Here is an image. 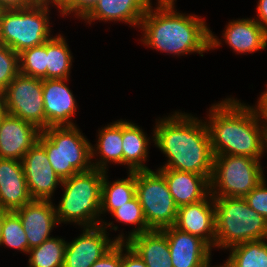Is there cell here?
Instances as JSON below:
<instances>
[{
  "instance_id": "19",
  "label": "cell",
  "mask_w": 267,
  "mask_h": 267,
  "mask_svg": "<svg viewBox=\"0 0 267 267\" xmlns=\"http://www.w3.org/2000/svg\"><path fill=\"white\" fill-rule=\"evenodd\" d=\"M157 170L164 176L178 207L199 202L210 194V180L206 176L167 168Z\"/></svg>"
},
{
  "instance_id": "23",
  "label": "cell",
  "mask_w": 267,
  "mask_h": 267,
  "mask_svg": "<svg viewBox=\"0 0 267 267\" xmlns=\"http://www.w3.org/2000/svg\"><path fill=\"white\" fill-rule=\"evenodd\" d=\"M97 136L96 147L91 145V158H101L92 162L93 168L107 172L110 162L123 165L122 119L101 128Z\"/></svg>"
},
{
  "instance_id": "16",
  "label": "cell",
  "mask_w": 267,
  "mask_h": 267,
  "mask_svg": "<svg viewBox=\"0 0 267 267\" xmlns=\"http://www.w3.org/2000/svg\"><path fill=\"white\" fill-rule=\"evenodd\" d=\"M15 212L26 233L29 249L52 238V229L59 224L52 200H32Z\"/></svg>"
},
{
  "instance_id": "13",
  "label": "cell",
  "mask_w": 267,
  "mask_h": 267,
  "mask_svg": "<svg viewBox=\"0 0 267 267\" xmlns=\"http://www.w3.org/2000/svg\"><path fill=\"white\" fill-rule=\"evenodd\" d=\"M174 227L204 240L215 247L216 226L214 198L209 194L205 199L178 207Z\"/></svg>"
},
{
  "instance_id": "42",
  "label": "cell",
  "mask_w": 267,
  "mask_h": 267,
  "mask_svg": "<svg viewBox=\"0 0 267 267\" xmlns=\"http://www.w3.org/2000/svg\"><path fill=\"white\" fill-rule=\"evenodd\" d=\"M6 212L7 210L0 208V240H1V232H2V223H3L4 215Z\"/></svg>"
},
{
  "instance_id": "20",
  "label": "cell",
  "mask_w": 267,
  "mask_h": 267,
  "mask_svg": "<svg viewBox=\"0 0 267 267\" xmlns=\"http://www.w3.org/2000/svg\"><path fill=\"white\" fill-rule=\"evenodd\" d=\"M151 4V0H99L83 20L90 25L99 20L120 21L139 27Z\"/></svg>"
},
{
  "instance_id": "35",
  "label": "cell",
  "mask_w": 267,
  "mask_h": 267,
  "mask_svg": "<svg viewBox=\"0 0 267 267\" xmlns=\"http://www.w3.org/2000/svg\"><path fill=\"white\" fill-rule=\"evenodd\" d=\"M122 265V242H117L109 251L90 267H121Z\"/></svg>"
},
{
  "instance_id": "28",
  "label": "cell",
  "mask_w": 267,
  "mask_h": 267,
  "mask_svg": "<svg viewBox=\"0 0 267 267\" xmlns=\"http://www.w3.org/2000/svg\"><path fill=\"white\" fill-rule=\"evenodd\" d=\"M66 241L53 237L28 251V267H63Z\"/></svg>"
},
{
  "instance_id": "38",
  "label": "cell",
  "mask_w": 267,
  "mask_h": 267,
  "mask_svg": "<svg viewBox=\"0 0 267 267\" xmlns=\"http://www.w3.org/2000/svg\"><path fill=\"white\" fill-rule=\"evenodd\" d=\"M33 4L32 0H0V9L25 8Z\"/></svg>"
},
{
  "instance_id": "26",
  "label": "cell",
  "mask_w": 267,
  "mask_h": 267,
  "mask_svg": "<svg viewBox=\"0 0 267 267\" xmlns=\"http://www.w3.org/2000/svg\"><path fill=\"white\" fill-rule=\"evenodd\" d=\"M73 56L61 34L47 40L46 79H69Z\"/></svg>"
},
{
  "instance_id": "2",
  "label": "cell",
  "mask_w": 267,
  "mask_h": 267,
  "mask_svg": "<svg viewBox=\"0 0 267 267\" xmlns=\"http://www.w3.org/2000/svg\"><path fill=\"white\" fill-rule=\"evenodd\" d=\"M156 4V8L149 6L139 26L140 40L146 46L161 53L182 56L196 52L203 57V52L222 44L201 17L176 12L175 3Z\"/></svg>"
},
{
  "instance_id": "40",
  "label": "cell",
  "mask_w": 267,
  "mask_h": 267,
  "mask_svg": "<svg viewBox=\"0 0 267 267\" xmlns=\"http://www.w3.org/2000/svg\"><path fill=\"white\" fill-rule=\"evenodd\" d=\"M8 114V110L5 106L4 98L0 93V125Z\"/></svg>"
},
{
  "instance_id": "1",
  "label": "cell",
  "mask_w": 267,
  "mask_h": 267,
  "mask_svg": "<svg viewBox=\"0 0 267 267\" xmlns=\"http://www.w3.org/2000/svg\"><path fill=\"white\" fill-rule=\"evenodd\" d=\"M204 120L185 112L158 119L152 139L168 158L160 168L192 172L211 180L214 154Z\"/></svg>"
},
{
  "instance_id": "33",
  "label": "cell",
  "mask_w": 267,
  "mask_h": 267,
  "mask_svg": "<svg viewBox=\"0 0 267 267\" xmlns=\"http://www.w3.org/2000/svg\"><path fill=\"white\" fill-rule=\"evenodd\" d=\"M267 181L264 179L244 199L247 204L267 220Z\"/></svg>"
},
{
  "instance_id": "11",
  "label": "cell",
  "mask_w": 267,
  "mask_h": 267,
  "mask_svg": "<svg viewBox=\"0 0 267 267\" xmlns=\"http://www.w3.org/2000/svg\"><path fill=\"white\" fill-rule=\"evenodd\" d=\"M118 230L113 222H103L94 227H83V233L66 243L63 267H90L117 242L110 239L107 229Z\"/></svg>"
},
{
  "instance_id": "45",
  "label": "cell",
  "mask_w": 267,
  "mask_h": 267,
  "mask_svg": "<svg viewBox=\"0 0 267 267\" xmlns=\"http://www.w3.org/2000/svg\"><path fill=\"white\" fill-rule=\"evenodd\" d=\"M205 267H211V266H210V263H209L207 266H205ZM212 267H228V266H227V264L224 262V264H222V265H219V266H212Z\"/></svg>"
},
{
  "instance_id": "32",
  "label": "cell",
  "mask_w": 267,
  "mask_h": 267,
  "mask_svg": "<svg viewBox=\"0 0 267 267\" xmlns=\"http://www.w3.org/2000/svg\"><path fill=\"white\" fill-rule=\"evenodd\" d=\"M19 74V54L0 43V93Z\"/></svg>"
},
{
  "instance_id": "29",
  "label": "cell",
  "mask_w": 267,
  "mask_h": 267,
  "mask_svg": "<svg viewBox=\"0 0 267 267\" xmlns=\"http://www.w3.org/2000/svg\"><path fill=\"white\" fill-rule=\"evenodd\" d=\"M111 214V216L116 218L117 222L132 224L134 227L136 225L134 230L132 229L131 232H128L127 236L124 235V233H121L118 237H115L116 242L126 243L129 239L136 235L151 231V229L147 226L144 212L137 196L114 210Z\"/></svg>"
},
{
  "instance_id": "17",
  "label": "cell",
  "mask_w": 267,
  "mask_h": 267,
  "mask_svg": "<svg viewBox=\"0 0 267 267\" xmlns=\"http://www.w3.org/2000/svg\"><path fill=\"white\" fill-rule=\"evenodd\" d=\"M40 133L34 124L7 114L0 125V158L21 161L37 142Z\"/></svg>"
},
{
  "instance_id": "44",
  "label": "cell",
  "mask_w": 267,
  "mask_h": 267,
  "mask_svg": "<svg viewBox=\"0 0 267 267\" xmlns=\"http://www.w3.org/2000/svg\"><path fill=\"white\" fill-rule=\"evenodd\" d=\"M157 1H158L157 3H175L176 2V0H157Z\"/></svg>"
},
{
  "instance_id": "34",
  "label": "cell",
  "mask_w": 267,
  "mask_h": 267,
  "mask_svg": "<svg viewBox=\"0 0 267 267\" xmlns=\"http://www.w3.org/2000/svg\"><path fill=\"white\" fill-rule=\"evenodd\" d=\"M99 0H69L59 11L62 16L75 14L78 19H83ZM68 14V15H67Z\"/></svg>"
},
{
  "instance_id": "10",
  "label": "cell",
  "mask_w": 267,
  "mask_h": 267,
  "mask_svg": "<svg viewBox=\"0 0 267 267\" xmlns=\"http://www.w3.org/2000/svg\"><path fill=\"white\" fill-rule=\"evenodd\" d=\"M8 114L45 129L43 80L18 74L1 93Z\"/></svg>"
},
{
  "instance_id": "24",
  "label": "cell",
  "mask_w": 267,
  "mask_h": 267,
  "mask_svg": "<svg viewBox=\"0 0 267 267\" xmlns=\"http://www.w3.org/2000/svg\"><path fill=\"white\" fill-rule=\"evenodd\" d=\"M123 165L129 172L150 170L147 161L150 137L137 124L122 120Z\"/></svg>"
},
{
  "instance_id": "8",
  "label": "cell",
  "mask_w": 267,
  "mask_h": 267,
  "mask_svg": "<svg viewBox=\"0 0 267 267\" xmlns=\"http://www.w3.org/2000/svg\"><path fill=\"white\" fill-rule=\"evenodd\" d=\"M260 163L247 156H214L210 194L213 197L244 198L266 179Z\"/></svg>"
},
{
  "instance_id": "18",
  "label": "cell",
  "mask_w": 267,
  "mask_h": 267,
  "mask_svg": "<svg viewBox=\"0 0 267 267\" xmlns=\"http://www.w3.org/2000/svg\"><path fill=\"white\" fill-rule=\"evenodd\" d=\"M32 200L21 161L0 158V208L15 211Z\"/></svg>"
},
{
  "instance_id": "6",
  "label": "cell",
  "mask_w": 267,
  "mask_h": 267,
  "mask_svg": "<svg viewBox=\"0 0 267 267\" xmlns=\"http://www.w3.org/2000/svg\"><path fill=\"white\" fill-rule=\"evenodd\" d=\"M37 142L61 180L93 169L91 143L74 126H52L41 131Z\"/></svg>"
},
{
  "instance_id": "39",
  "label": "cell",
  "mask_w": 267,
  "mask_h": 267,
  "mask_svg": "<svg viewBox=\"0 0 267 267\" xmlns=\"http://www.w3.org/2000/svg\"><path fill=\"white\" fill-rule=\"evenodd\" d=\"M256 107L259 110V113L261 115L263 122H265L263 123V125L265 127V131L267 132V91L266 90L259 96Z\"/></svg>"
},
{
  "instance_id": "36",
  "label": "cell",
  "mask_w": 267,
  "mask_h": 267,
  "mask_svg": "<svg viewBox=\"0 0 267 267\" xmlns=\"http://www.w3.org/2000/svg\"><path fill=\"white\" fill-rule=\"evenodd\" d=\"M124 251V253H123ZM121 267H147L139 255L125 242H122Z\"/></svg>"
},
{
  "instance_id": "27",
  "label": "cell",
  "mask_w": 267,
  "mask_h": 267,
  "mask_svg": "<svg viewBox=\"0 0 267 267\" xmlns=\"http://www.w3.org/2000/svg\"><path fill=\"white\" fill-rule=\"evenodd\" d=\"M267 238L236 244L225 263L228 267H267Z\"/></svg>"
},
{
  "instance_id": "46",
  "label": "cell",
  "mask_w": 267,
  "mask_h": 267,
  "mask_svg": "<svg viewBox=\"0 0 267 267\" xmlns=\"http://www.w3.org/2000/svg\"><path fill=\"white\" fill-rule=\"evenodd\" d=\"M265 152H267V132H266V135H265Z\"/></svg>"
},
{
  "instance_id": "7",
  "label": "cell",
  "mask_w": 267,
  "mask_h": 267,
  "mask_svg": "<svg viewBox=\"0 0 267 267\" xmlns=\"http://www.w3.org/2000/svg\"><path fill=\"white\" fill-rule=\"evenodd\" d=\"M49 4L25 8L0 9V43L20 54L44 44L52 35L49 27Z\"/></svg>"
},
{
  "instance_id": "4",
  "label": "cell",
  "mask_w": 267,
  "mask_h": 267,
  "mask_svg": "<svg viewBox=\"0 0 267 267\" xmlns=\"http://www.w3.org/2000/svg\"><path fill=\"white\" fill-rule=\"evenodd\" d=\"M104 173L93 168L62 180L64 192L59 204L55 205L59 224L75 223L81 227H94L104 222L100 217Z\"/></svg>"
},
{
  "instance_id": "12",
  "label": "cell",
  "mask_w": 267,
  "mask_h": 267,
  "mask_svg": "<svg viewBox=\"0 0 267 267\" xmlns=\"http://www.w3.org/2000/svg\"><path fill=\"white\" fill-rule=\"evenodd\" d=\"M29 193L33 200H52L62 180L51 166L45 149L36 142L21 160Z\"/></svg>"
},
{
  "instance_id": "3",
  "label": "cell",
  "mask_w": 267,
  "mask_h": 267,
  "mask_svg": "<svg viewBox=\"0 0 267 267\" xmlns=\"http://www.w3.org/2000/svg\"><path fill=\"white\" fill-rule=\"evenodd\" d=\"M208 114L205 123L214 156L238 155L261 160L266 131L256 104L253 107L233 97L225 98L212 104Z\"/></svg>"
},
{
  "instance_id": "37",
  "label": "cell",
  "mask_w": 267,
  "mask_h": 267,
  "mask_svg": "<svg viewBox=\"0 0 267 267\" xmlns=\"http://www.w3.org/2000/svg\"><path fill=\"white\" fill-rule=\"evenodd\" d=\"M256 21L267 32V0H259L257 3Z\"/></svg>"
},
{
  "instance_id": "15",
  "label": "cell",
  "mask_w": 267,
  "mask_h": 267,
  "mask_svg": "<svg viewBox=\"0 0 267 267\" xmlns=\"http://www.w3.org/2000/svg\"><path fill=\"white\" fill-rule=\"evenodd\" d=\"M65 81L69 79H43L45 129L76 124L70 118L77 110V102Z\"/></svg>"
},
{
  "instance_id": "14",
  "label": "cell",
  "mask_w": 267,
  "mask_h": 267,
  "mask_svg": "<svg viewBox=\"0 0 267 267\" xmlns=\"http://www.w3.org/2000/svg\"><path fill=\"white\" fill-rule=\"evenodd\" d=\"M161 231L167 237L173 267H205L210 263L212 248L201 238L174 226Z\"/></svg>"
},
{
  "instance_id": "21",
  "label": "cell",
  "mask_w": 267,
  "mask_h": 267,
  "mask_svg": "<svg viewBox=\"0 0 267 267\" xmlns=\"http://www.w3.org/2000/svg\"><path fill=\"white\" fill-rule=\"evenodd\" d=\"M222 34L225 43L238 54H249L267 47V32L255 18L230 21Z\"/></svg>"
},
{
  "instance_id": "30",
  "label": "cell",
  "mask_w": 267,
  "mask_h": 267,
  "mask_svg": "<svg viewBox=\"0 0 267 267\" xmlns=\"http://www.w3.org/2000/svg\"><path fill=\"white\" fill-rule=\"evenodd\" d=\"M19 250L28 254L29 244L21 220L15 211H7L2 223L0 246Z\"/></svg>"
},
{
  "instance_id": "43",
  "label": "cell",
  "mask_w": 267,
  "mask_h": 267,
  "mask_svg": "<svg viewBox=\"0 0 267 267\" xmlns=\"http://www.w3.org/2000/svg\"><path fill=\"white\" fill-rule=\"evenodd\" d=\"M69 0H55V6L60 10Z\"/></svg>"
},
{
  "instance_id": "41",
  "label": "cell",
  "mask_w": 267,
  "mask_h": 267,
  "mask_svg": "<svg viewBox=\"0 0 267 267\" xmlns=\"http://www.w3.org/2000/svg\"><path fill=\"white\" fill-rule=\"evenodd\" d=\"M34 3L36 4H49V5H52V6H55V0H32Z\"/></svg>"
},
{
  "instance_id": "5",
  "label": "cell",
  "mask_w": 267,
  "mask_h": 267,
  "mask_svg": "<svg viewBox=\"0 0 267 267\" xmlns=\"http://www.w3.org/2000/svg\"><path fill=\"white\" fill-rule=\"evenodd\" d=\"M215 247L228 249L243 242L267 238V220L241 197H213Z\"/></svg>"
},
{
  "instance_id": "31",
  "label": "cell",
  "mask_w": 267,
  "mask_h": 267,
  "mask_svg": "<svg viewBox=\"0 0 267 267\" xmlns=\"http://www.w3.org/2000/svg\"><path fill=\"white\" fill-rule=\"evenodd\" d=\"M47 41L26 49L19 54V73L34 78L46 79Z\"/></svg>"
},
{
  "instance_id": "22",
  "label": "cell",
  "mask_w": 267,
  "mask_h": 267,
  "mask_svg": "<svg viewBox=\"0 0 267 267\" xmlns=\"http://www.w3.org/2000/svg\"><path fill=\"white\" fill-rule=\"evenodd\" d=\"M147 267H173L166 235L161 230L141 233L126 242Z\"/></svg>"
},
{
  "instance_id": "9",
  "label": "cell",
  "mask_w": 267,
  "mask_h": 267,
  "mask_svg": "<svg viewBox=\"0 0 267 267\" xmlns=\"http://www.w3.org/2000/svg\"><path fill=\"white\" fill-rule=\"evenodd\" d=\"M136 196L142 206L147 226L162 230L174 226L178 206L164 176L158 171H135Z\"/></svg>"
},
{
  "instance_id": "25",
  "label": "cell",
  "mask_w": 267,
  "mask_h": 267,
  "mask_svg": "<svg viewBox=\"0 0 267 267\" xmlns=\"http://www.w3.org/2000/svg\"><path fill=\"white\" fill-rule=\"evenodd\" d=\"M107 173H104L102 182L101 214L106 212L111 214L136 196L135 172H128L127 178L118 179L112 183L111 181L109 182Z\"/></svg>"
}]
</instances>
